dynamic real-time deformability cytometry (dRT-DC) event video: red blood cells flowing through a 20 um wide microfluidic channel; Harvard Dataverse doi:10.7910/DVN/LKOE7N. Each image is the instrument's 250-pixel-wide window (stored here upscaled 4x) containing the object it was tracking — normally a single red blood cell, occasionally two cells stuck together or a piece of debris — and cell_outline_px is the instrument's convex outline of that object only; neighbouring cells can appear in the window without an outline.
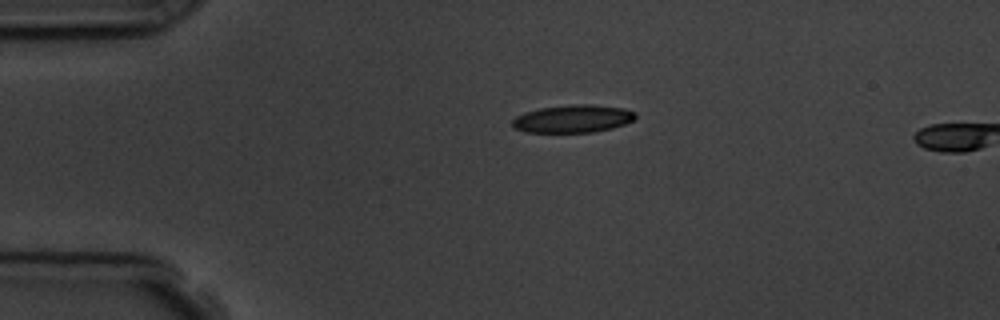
{"species": "common noctule bat (a hibernating species)", "species_latin": "Nyctalus noctula", "temperature_condition": "room temperature", "stored_images_in_passage": 2, "camera_frame_rate_fps": 3000, "um_per_image_px": 0.085, "animal": {"sex": "male", "body_mass_g": 19.5, "forearm_length_mm": 54.6}, "frame": {"image": 1, "passage_image": 1, "time_ms": 0.0, "image_size_px": [1000, 320], "cell_outline_px": [[636, 116], [632, 120], [624, 124], [612, 128], [592, 132], [524, 132], [512, 128], [512, 120], [516, 116], [524, 112], [540, 108], [576, 104], [592, 104], [624, 108], [636, 112]], "centroid_in_image_um": [48.67, 10.09], "position_along_channel_um": 36.3, "area_um2": 19.94}}